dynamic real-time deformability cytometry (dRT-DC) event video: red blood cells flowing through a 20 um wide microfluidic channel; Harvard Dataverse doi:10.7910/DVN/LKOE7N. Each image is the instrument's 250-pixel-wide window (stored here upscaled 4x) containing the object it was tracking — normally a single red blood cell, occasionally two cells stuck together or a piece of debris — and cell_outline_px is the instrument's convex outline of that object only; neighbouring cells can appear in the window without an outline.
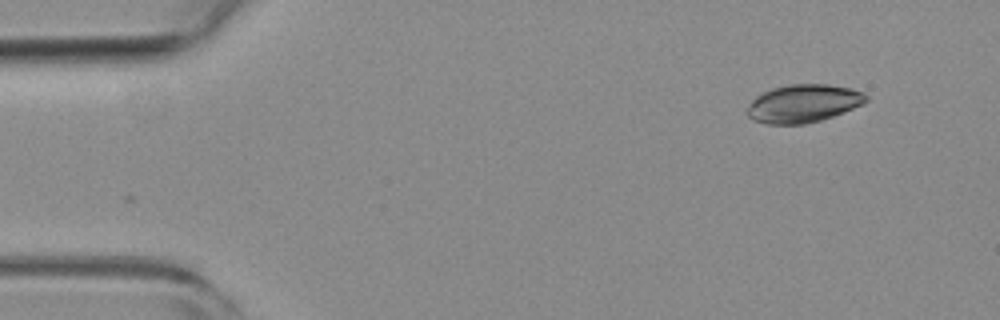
{"species": "common noctule bat (a hibernating species)", "species_latin": "Nyctalus noctula", "temperature_condition": "room temperature", "stored_images_in_passage": 50, "camera_frame_rate_fps": 3000, "um_per_image_px": 0.085, "animal": {"sex": "female", "body_mass_g": 19.3, "forearm_length_mm": 54.1}, "frame": {"image": 1, "passage_image": 1, "time_ms": 0.0, "image_size_px": [1000, 320], "cell_outline_px": [[868, 100], [864, 104], [844, 112], [820, 120], [804, 124], [764, 124], [752, 120], [748, 116], [748, 104], [756, 96], [772, 88], [792, 84], [828, 84], [852, 88], [864, 92], [868, 96]], "centroid_in_image_um": [68.3, 8.79], "position_along_channel_um": 16.7, "area_um2": 26.47}}
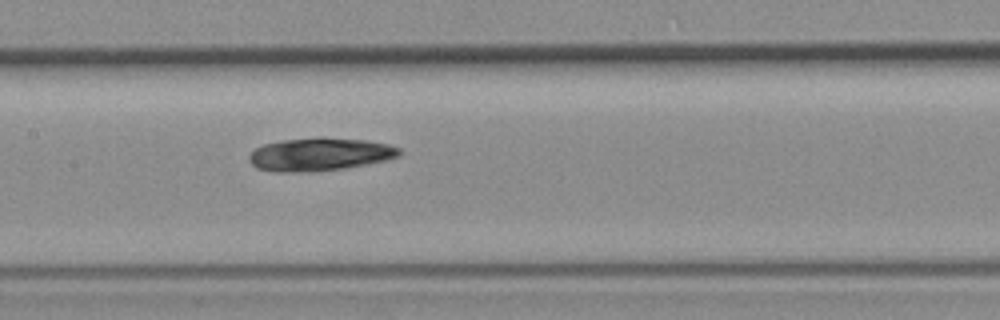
{"frame": {"image": 2, "passage_image": 22, "time_ms": 7.0, "image_size_px": [1000, 320], "cell_outline_px": [[400, 156], [388, 160], [344, 168], [308, 172], [276, 172], [256, 168], [248, 160], [248, 156], [256, 148], [264, 144], [280, 140], [368, 140], [388, 144], [400, 148]], "centroid_in_image_um": [27.17, 13.16], "position_along_channel_um": 180.2, "area_um2": 28.03}}
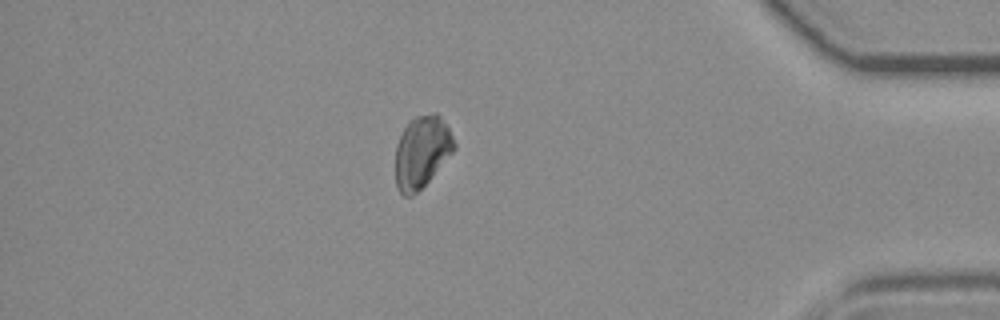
{"frame": {"image": 3, "passage_image": 43, "time_ms": 14.0, "image_size_px": [1000, 320], "cell_outline_px": [[456, 148], [428, 180], [412, 196], [404, 196], [400, 192], [396, 184], [396, 144], [408, 120], [416, 116], [432, 112], [436, 112], [440, 116], [448, 128], [456, 144]], "centroid_in_image_um": [35.84, 12.87], "position_along_channel_um": 399.4, "area_um2": 24.39}, "authors_computed_cell_mechanics": {"area_um2": 27.2238, "velocity_mm_per_s": 3.7304, "shape_relaxation_time_tau1_ms": 6.9478, "shape_relaxation_time_tau2_ms": null, "deformation_change_tau1": 0.1179, "deformation_change_tau2": null}}